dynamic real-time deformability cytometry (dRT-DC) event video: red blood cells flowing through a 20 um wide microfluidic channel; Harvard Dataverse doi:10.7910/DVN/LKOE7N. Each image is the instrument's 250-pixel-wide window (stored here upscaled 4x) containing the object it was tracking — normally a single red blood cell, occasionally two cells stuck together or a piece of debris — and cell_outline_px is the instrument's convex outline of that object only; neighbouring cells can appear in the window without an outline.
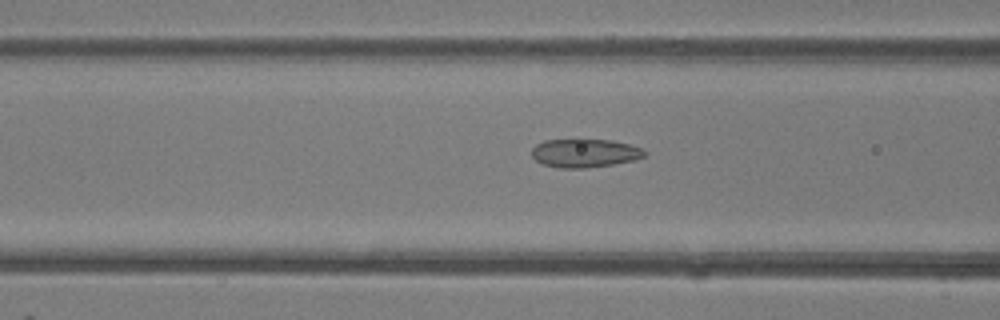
{"species": "common noctule bat (a hibernating species)", "species_latin": "Nyctalus noctula", "temperature_condition": "room temperature", "stored_images_in_passage": 48, "camera_frame_rate_fps": 3000, "um_per_image_px": 0.085, "animal": {"sex": "female"}, "frame": {"image": 1, "passage_image": 19, "time_ms": 6.0, "image_size_px": [1000, 320], "cell_outline_px": [[648, 152], [644, 156], [636, 160], [588, 168], [556, 168], [540, 164], [532, 156], [532, 148], [536, 144], [544, 140], [576, 136], [612, 140], [644, 148]], "centroid_in_image_um": [49.68, 12.96], "position_along_channel_um": 116.9, "area_um2": 19.88}}
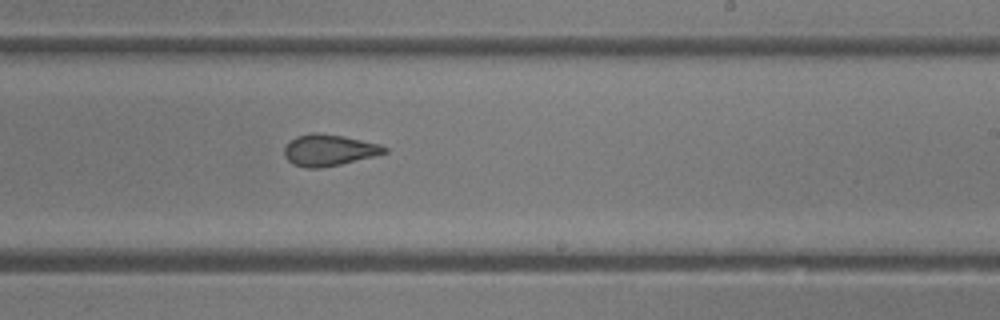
{"frame": {"image": 2, "passage_image": 29, "time_ms": 9.333, "image_size_px": [1000, 320], "cell_outline_px": [[388, 152], [376, 156], [340, 164], [320, 168], [304, 168], [292, 164], [284, 156], [284, 148], [296, 136], [312, 132], [316, 132], [344, 136], [380, 144], [388, 148]], "centroid_in_image_um": [27.97, 12.76], "position_along_channel_um": 261.0, "area_um2": 18.44}}
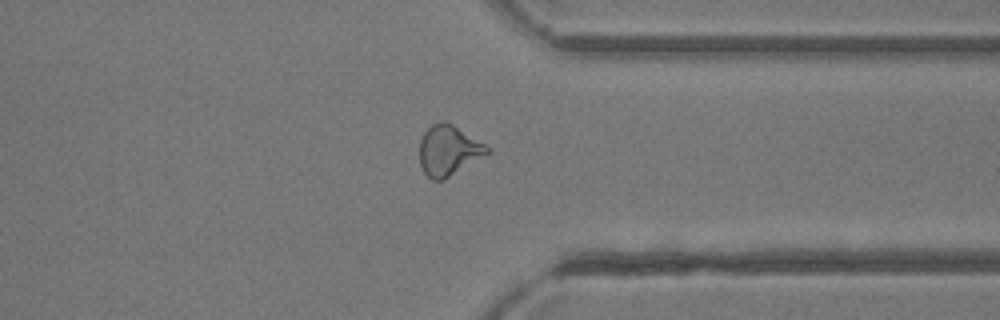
{"frame": {"image": 3, "passage_image": 37, "time_ms": 12.0, "image_size_px": [1000, 320], "cell_outline_px": [[492, 152], [444, 180], [432, 180], [424, 172], [420, 164], [420, 140], [424, 132], [432, 124], [444, 120], [452, 124], [492, 148]], "centroid_in_image_um": [38.15, 12.79], "position_along_channel_um": 373.2, "area_um2": 19.94}, "authors_computed_cell_mechanics": {"area_um2": 19.9121, "velocity_mm_per_s": 4.3099, "shape_relaxation_time_tau1_ms": null, "shape_relaxation_time_tau2_ms": 1.8304, "deformation_change_tau1": null, "deformation_change_tau2": 0.0731}}